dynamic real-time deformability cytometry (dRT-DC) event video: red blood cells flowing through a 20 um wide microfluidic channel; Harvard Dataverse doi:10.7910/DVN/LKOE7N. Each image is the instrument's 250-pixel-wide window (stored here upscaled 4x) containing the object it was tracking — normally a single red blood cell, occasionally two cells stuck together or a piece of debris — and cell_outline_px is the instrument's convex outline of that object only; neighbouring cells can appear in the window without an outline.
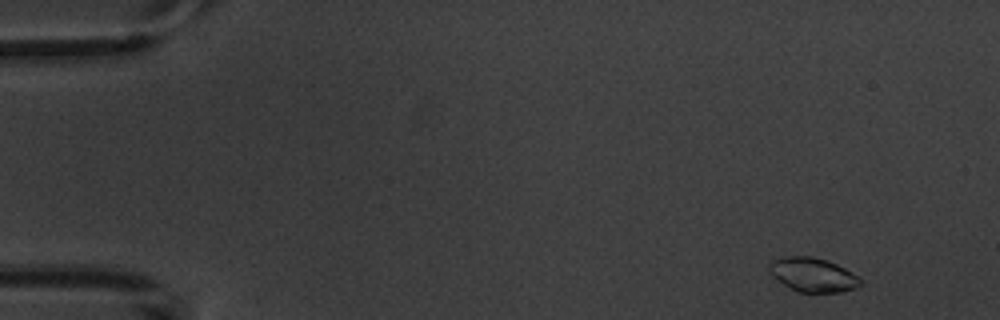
{"species": "common noctule bat (a hibernating species)", "species_latin": "Nyctalus noctula", "temperature_condition": "warm", "stored_images_in_passage": 4, "camera_frame_rate_fps": 3000, "um_per_image_px": 0.085, "animal": {"sex": "male", "body_mass_g": 20.1, "forearm_length_mm": 53.5}, "frame": {"image": 1, "passage_image": 1, "time_ms": 0.0, "image_size_px": [1000, 320], "cell_outline_px": [[860, 284], [856, 288], [840, 292], [796, 292], [784, 284], [768, 268], [768, 264], [772, 260], [788, 256], [812, 256], [828, 260], [852, 272], [860, 280]], "centroid_in_image_um": [69.1, 23.35], "position_along_channel_um": 15.9, "area_um2": 17.8}}